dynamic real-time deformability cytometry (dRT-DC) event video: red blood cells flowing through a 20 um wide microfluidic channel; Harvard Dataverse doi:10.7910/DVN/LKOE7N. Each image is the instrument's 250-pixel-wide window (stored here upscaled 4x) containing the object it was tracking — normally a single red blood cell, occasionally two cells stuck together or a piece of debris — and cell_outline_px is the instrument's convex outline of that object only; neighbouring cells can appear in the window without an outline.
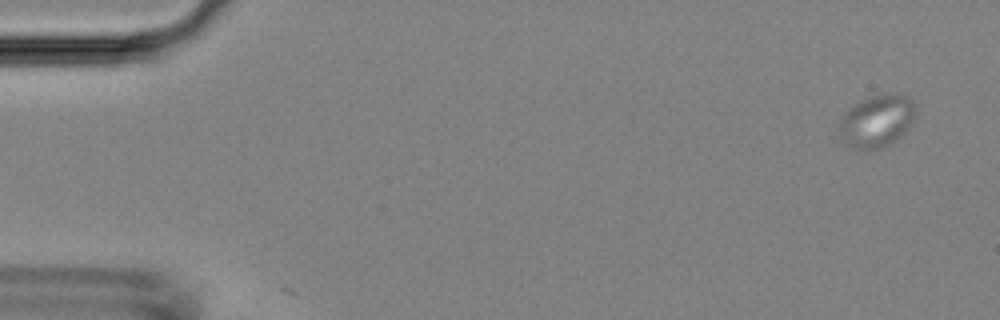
{"species": "Egyptian fruit bat (a non-hibernating species)", "species_latin": "Rousettus aegyptiacus", "temperature_condition": "room temperature", "stored_images_in_passage": 5, "camera_frame_rate_fps": 3000, "um_per_image_px": 0.085, "animal": {"sex": "female"}, "frame": {"image": 1, "passage_image": 1, "time_ms": 0.0, "image_size_px": [1000, 320], "cell_outline_px": [[916, 116], [912, 124], [896, 140], [884, 148], [852, 148], [840, 136], [836, 128], [840, 116], [848, 108], [860, 100], [872, 96], [888, 92], [896, 92], [908, 96], [912, 100], [916, 108]], "centroid_in_image_um": [74.53, 10.24], "position_along_channel_um": 10.5, "area_um2": 23.87}}
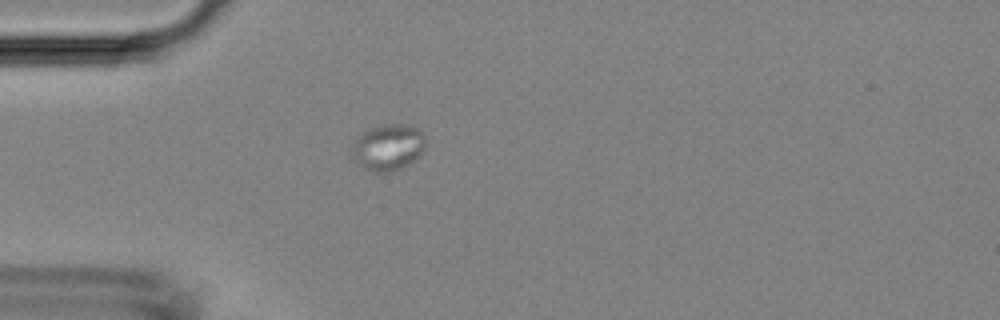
{"frame": {"image": 2, "passage_image": 5, "time_ms": 4.333, "image_size_px": [1000, 320], "cell_outline_px": [[424, 148], [420, 156], [408, 164], [392, 172], [372, 172], [356, 164], [352, 160], [352, 144], [364, 132], [380, 124], [408, 124], [424, 132]], "centroid_in_image_um": [32.98, 12.53], "position_along_channel_um": 52.0, "area_um2": 20.0}}